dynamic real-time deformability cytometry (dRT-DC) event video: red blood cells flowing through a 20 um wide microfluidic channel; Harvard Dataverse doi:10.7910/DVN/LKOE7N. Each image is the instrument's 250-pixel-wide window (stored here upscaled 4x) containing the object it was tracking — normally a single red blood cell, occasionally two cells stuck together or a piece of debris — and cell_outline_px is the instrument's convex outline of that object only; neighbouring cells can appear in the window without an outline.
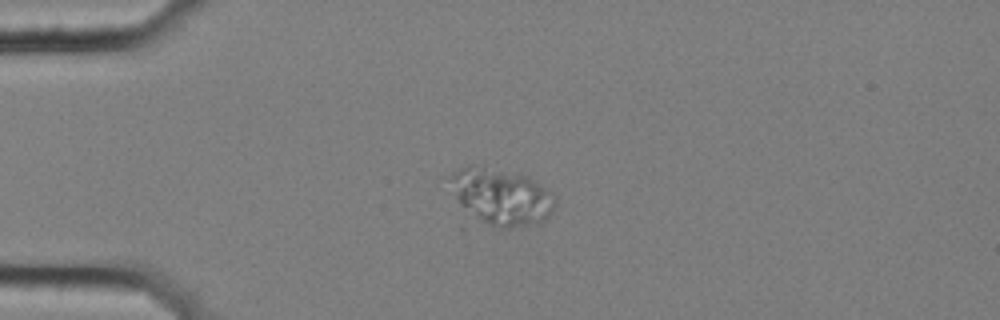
{"species": "common noctule bat (a hibernating species)", "species_latin": "Nyctalus noctula", "temperature_condition": "cold", "stored_images_in_passage": 44, "camera_frame_rate_fps": 3000, "um_per_image_px": 0.085, "animal": {"sex": "female", "body_mass_g": 25.1}, "frame": {"image": 1, "passage_image": 1, "time_ms": 0.0, "image_size_px": [1000, 320], "cell_outline_px": [[556, 200], [548, 216], [540, 224], [508, 228], [500, 228], [484, 220], [460, 204], [456, 196], [448, 176], [452, 172], [468, 164], [484, 164], [528, 176], [536, 180], [552, 192], [556, 196]], "centroid_in_image_um": [42.66, 16.64], "position_along_channel_um": 42.3, "area_um2": 34.51}}
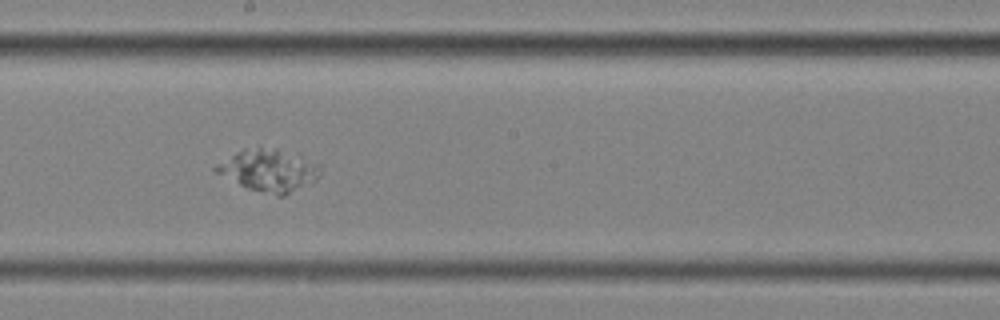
{"frame": {"image": 2, "passage_image": 19, "time_ms": 6.0, "image_size_px": [1000, 320], "cell_outline_px": [[320, 176], [316, 180], [284, 196], [276, 196], [248, 188], [216, 172], [212, 168], [216, 164], [236, 152], [244, 148], [260, 144], [276, 148], [304, 156], [320, 164]], "centroid_in_image_um": [22.88, 14.43], "position_along_channel_um": 225.3, "area_um2": 26.01}}
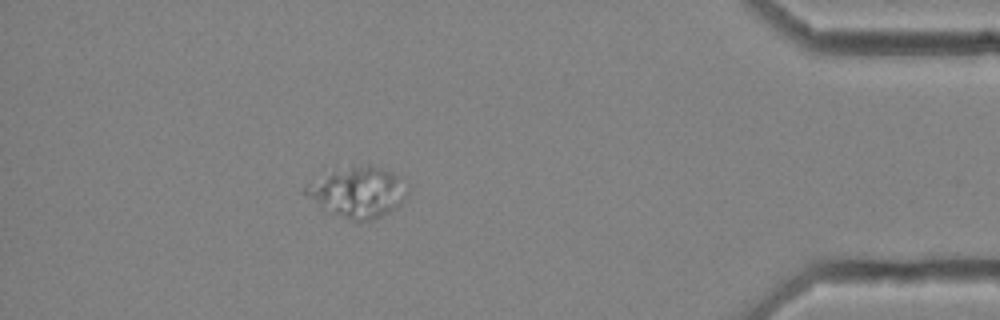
{"frame": {"image": 3, "passage_image": 38, "time_ms": 12.333, "image_size_px": [1000, 320], "cell_outline_px": [[408, 192], [404, 200], [396, 208], [372, 220], [352, 220], [320, 208], [304, 196], [300, 192], [308, 184], [336, 164], [368, 164], [392, 172], [400, 176]], "centroid_in_image_um": [30.33, 16.26], "position_along_channel_um": 404.9, "area_um2": 30.98}}